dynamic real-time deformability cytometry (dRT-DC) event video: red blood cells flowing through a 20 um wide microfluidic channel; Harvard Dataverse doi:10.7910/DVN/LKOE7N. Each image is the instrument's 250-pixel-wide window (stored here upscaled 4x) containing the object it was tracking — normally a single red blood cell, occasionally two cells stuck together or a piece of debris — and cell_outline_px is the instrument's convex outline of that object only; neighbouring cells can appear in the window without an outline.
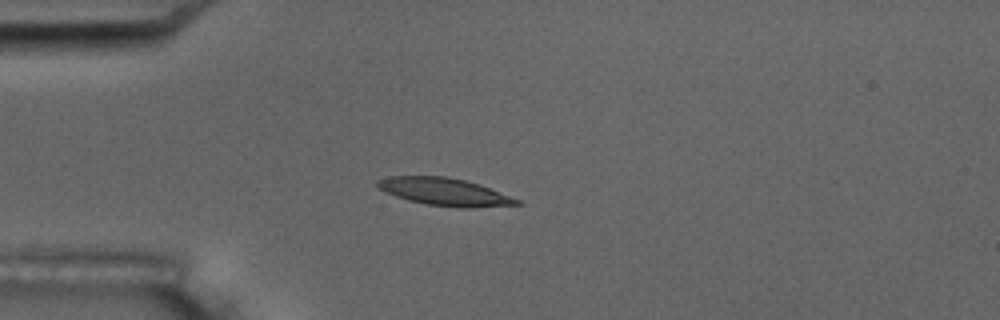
{"species": "common noctule bat (a hibernating species)", "species_latin": "Nyctalus noctula", "temperature_condition": "room temperature", "stored_images_in_passage": 13, "camera_frame_rate_fps": 3000, "um_per_image_px": 0.085, "animal": {"sex": "male", "body_mass_g": 17.5, "forearm_length_mm": 52.3}, "frame": {"image": 1, "passage_image": 1, "time_ms": 0.0, "image_size_px": [1000, 320], "cell_outline_px": [[524, 204], [468, 208], [460, 208], [428, 204], [408, 200], [396, 196], [380, 188], [376, 184], [376, 180], [388, 176], [448, 176], [480, 184], [520, 200]], "centroid_in_image_um": [37.82, 16.3], "position_along_channel_um": 47.2, "area_um2": 22.25}, "authors_computed_cell_mechanics": {"area_um2": 21.9062, "velocity_mm_per_s": 3.4839, "shape_relaxation_time_tau1_ms": null, "shape_relaxation_time_tau2_ms": 6.786, "deformation_change_tau1": null, "deformation_change_tau2": 0.136}}